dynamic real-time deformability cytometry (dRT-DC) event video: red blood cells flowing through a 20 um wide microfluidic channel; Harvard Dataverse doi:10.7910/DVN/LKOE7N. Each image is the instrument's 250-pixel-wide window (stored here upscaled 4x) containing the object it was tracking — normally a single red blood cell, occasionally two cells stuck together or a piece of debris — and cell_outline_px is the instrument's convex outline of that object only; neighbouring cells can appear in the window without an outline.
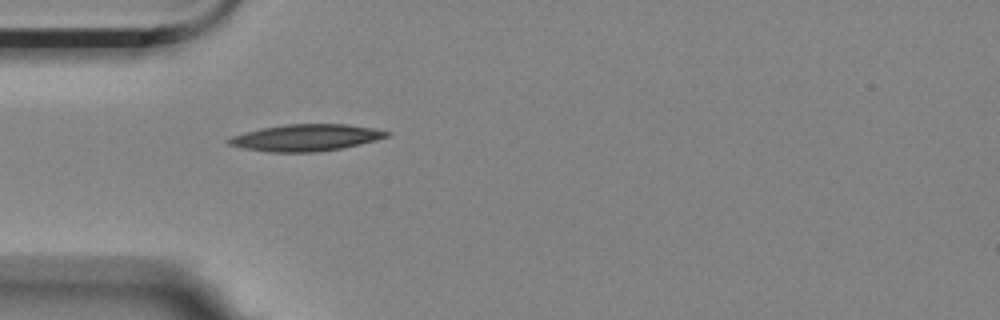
{"species": "Egyptian fruit bat (a non-hibernating species)", "species_latin": "Rousettus aegyptiacus", "temperature_condition": "room temperature", "stored_images_in_passage": 1, "camera_frame_rate_fps": 3000, "um_per_image_px": 0.085, "animal": {"sex": "female"}, "frame": {"image": 1, "passage_image": 1, "time_ms": 0.0, "image_size_px": [1000, 320], "cell_outline_px": [[392, 132], [388, 136], [376, 140], [360, 144], [340, 148], [316, 152], [268, 152], [244, 148], [228, 144], [224, 140], [232, 136], [244, 132], [260, 128], [284, 124], [348, 124], [372, 128]], "centroid_in_image_um": [25.97, 11.69], "position_along_channel_um": 59.0, "area_um2": 24.62}}